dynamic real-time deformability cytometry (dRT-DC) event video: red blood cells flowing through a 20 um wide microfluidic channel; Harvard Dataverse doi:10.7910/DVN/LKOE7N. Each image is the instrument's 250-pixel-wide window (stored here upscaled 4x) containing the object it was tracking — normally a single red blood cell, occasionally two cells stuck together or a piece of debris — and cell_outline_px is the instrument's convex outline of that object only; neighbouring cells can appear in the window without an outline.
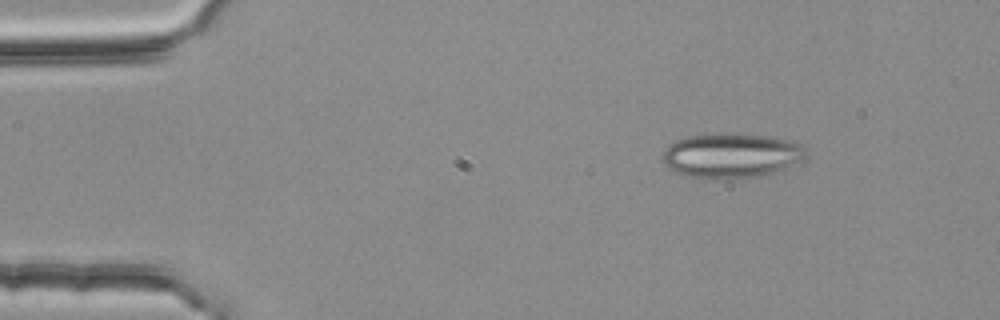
{"species": "common noctule bat (a hibernating species)", "species_latin": "Nyctalus noctula", "temperature_condition": "room temperature", "stored_images_in_passage": 48, "camera_frame_rate_fps": 3000, "um_per_image_px": 0.085, "animal": {"sex": "female", "body_mass_g": 25.1}, "frame": {"image": 1, "passage_image": 1, "time_ms": 0.0, "image_size_px": [1000, 320], "cell_outline_px": [[808, 156], [784, 168], [756, 176], [684, 176], [672, 172], [660, 160], [660, 156], [668, 144], [676, 140], [688, 136], [720, 132], [732, 132], [764, 136], [792, 140], [800, 144], [804, 148]], "centroid_in_image_um": [62.08, 13.16], "position_along_channel_um": 22.9, "area_um2": 36.93}}
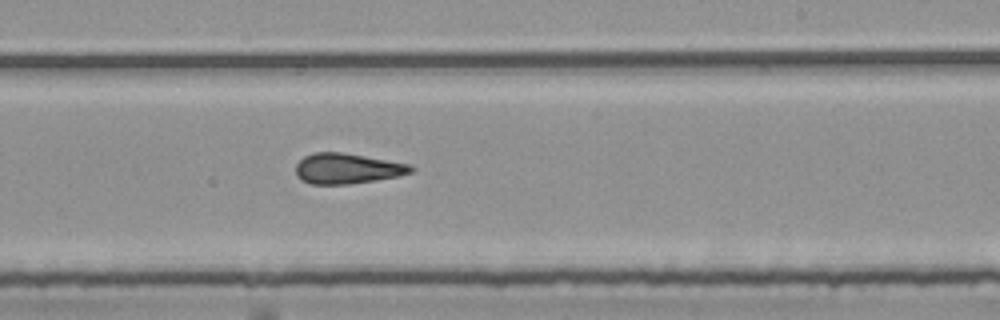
{"frame": {"image": 2, "passage_image": 26, "time_ms": 8.333, "image_size_px": [1000, 320], "cell_outline_px": [[416, 168], [412, 172], [396, 176], [376, 180], [348, 184], [312, 184], [296, 176], [296, 164], [304, 156], [312, 152], [340, 152], [364, 156], [408, 164]], "centroid_in_image_um": [29.48, 14.32], "position_along_channel_um": 259.5, "area_um2": 20.17}}
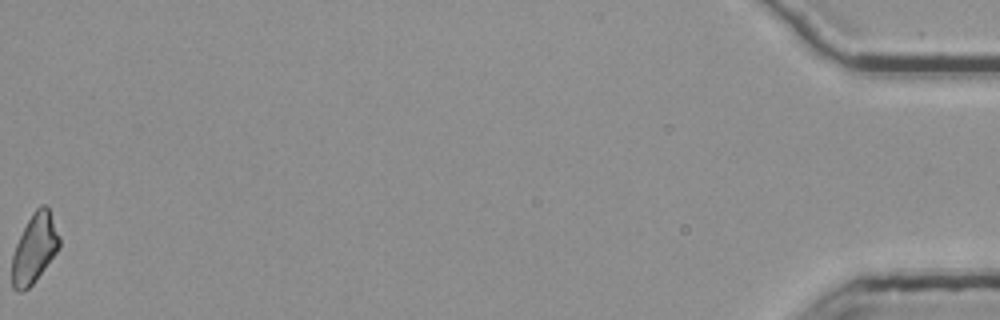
{"frame": {"image": 3, "passage_image": 48, "time_ms": 15.667, "image_size_px": [1000, 320], "cell_outline_px": [[60, 248], [32, 284], [28, 288], [20, 292], [16, 292], [12, 288], [12, 256], [16, 244], [28, 220], [36, 208], [40, 204], [44, 204], [48, 208], [60, 236]], "centroid_in_image_um": [2.93, 21.13], "position_along_channel_um": 432.3, "area_um2": 18.9}, "authors_computed_cell_mechanics": {"area_um2": 20.4323, "velocity_mm_per_s": 3.7755, "shape_relaxation_time_tau1_ms": null, "shape_relaxation_time_tau2_ms": 2.7803, "deformation_change_tau1": null, "deformation_change_tau2": 0.1314}}